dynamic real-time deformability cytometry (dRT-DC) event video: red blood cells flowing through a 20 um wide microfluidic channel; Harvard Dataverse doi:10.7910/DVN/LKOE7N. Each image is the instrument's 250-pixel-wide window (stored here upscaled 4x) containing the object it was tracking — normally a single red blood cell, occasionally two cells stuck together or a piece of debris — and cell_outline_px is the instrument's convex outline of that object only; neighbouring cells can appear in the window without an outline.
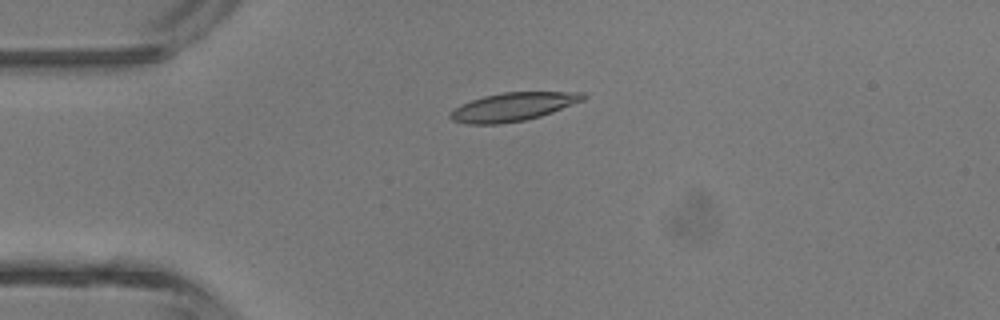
{"species": "common noctule bat (a hibernating species)", "species_latin": "Nyctalus noctula", "temperature_condition": "room temperature", "stored_images_in_passage": 4, "camera_frame_rate_fps": 3000, "um_per_image_px": 0.085, "animal": {"sex": "male", "body_mass_g": 13.3}, "frame": {"image": 1, "passage_image": 3, "time_ms": 2.333, "image_size_px": [1000, 320], "cell_outline_px": [[588, 96], [584, 100], [552, 112], [540, 116], [524, 120], [500, 124], [464, 124], [452, 120], [448, 116], [448, 112], [460, 104], [484, 96], [504, 92], [584, 92]], "centroid_in_image_um": [43.57, 9.08], "position_along_channel_um": 41.4, "area_um2": 22.08}}